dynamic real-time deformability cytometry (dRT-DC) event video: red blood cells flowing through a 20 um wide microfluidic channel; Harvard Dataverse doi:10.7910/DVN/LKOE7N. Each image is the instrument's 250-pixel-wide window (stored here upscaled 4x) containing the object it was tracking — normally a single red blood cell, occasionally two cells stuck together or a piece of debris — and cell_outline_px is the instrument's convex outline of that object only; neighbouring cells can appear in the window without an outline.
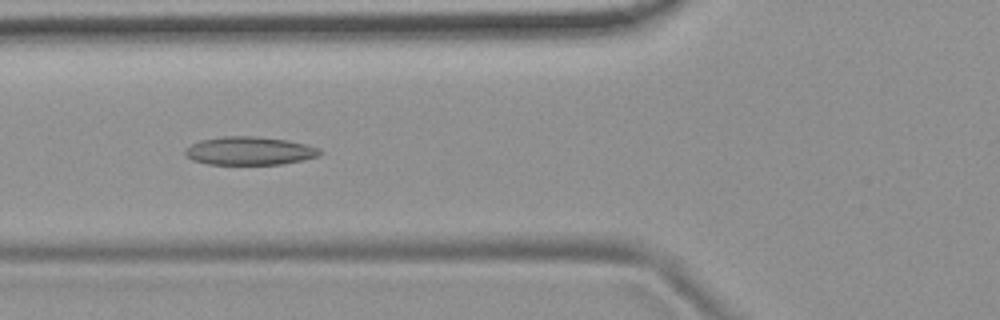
{"species": "common noctule bat (a hibernating species)", "species_latin": "Nyctalus noctula", "temperature_condition": "room temperature", "stored_images_in_passage": 39, "camera_frame_rate_fps": 3000, "um_per_image_px": 0.085, "animal": {"sex": "female", "body_mass_g": 19.9}, "frame": {"image": 1, "passage_image": 12, "time_ms": 3.667, "image_size_px": [1000, 320], "cell_outline_px": [[324, 152], [320, 156], [304, 160], [280, 164], [208, 164], [192, 160], [184, 156], [184, 148], [200, 140], [224, 136], [256, 136], [288, 140], [320, 148]], "centroid_in_image_um": [21.21, 12.82], "position_along_channel_um": 104.6, "area_um2": 22.43}}
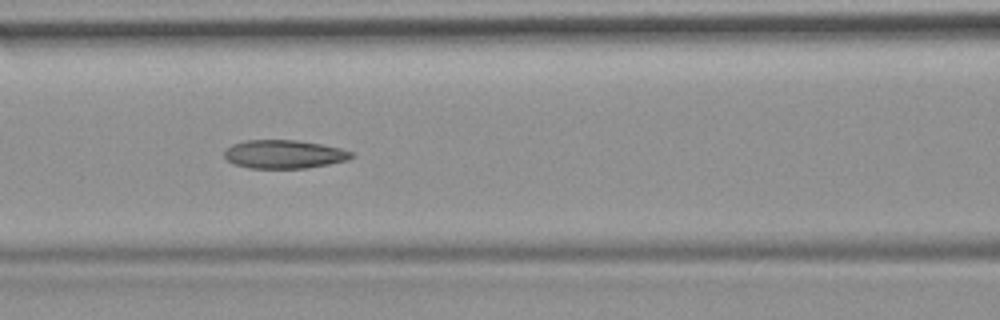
{"frame": {"image": 2, "passage_image": 15, "time_ms": 4.667, "image_size_px": [1000, 320], "cell_outline_px": [[356, 156], [348, 160], [308, 168], [248, 168], [232, 164], [224, 156], [224, 152], [232, 144], [244, 140], [296, 140], [320, 144], [340, 148], [356, 152]], "centroid_in_image_um": [24.17, 13.11], "position_along_channel_um": 142.4, "area_um2": 21.27}}
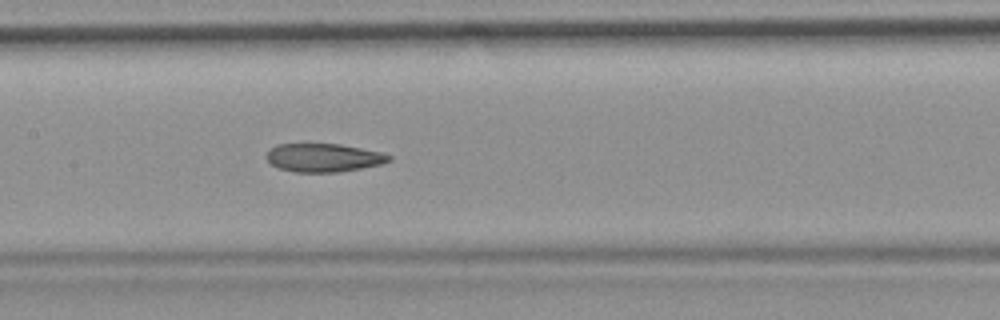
{"frame": {"image": 3, "passage_image": 18, "time_ms": 5.667, "image_size_px": [1000, 320], "cell_outline_px": [[392, 160], [384, 164], [340, 172], [292, 172], [276, 168], [264, 156], [268, 148], [276, 144], [340, 144], [380, 152], [392, 156]], "centroid_in_image_um": [27.47, 13.41], "position_along_channel_um": 179.9, "area_um2": 20.58}, "authors_computed_cell_mechanics": {"area_um2": 21.2704, "velocity_mm_per_s": 3.7653, "shape_relaxation_time_tau1_ms": null, "shape_relaxation_time_tau2_ms": 3.1581, "deformation_change_tau1": null, "deformation_change_tau2": 0.1081}}